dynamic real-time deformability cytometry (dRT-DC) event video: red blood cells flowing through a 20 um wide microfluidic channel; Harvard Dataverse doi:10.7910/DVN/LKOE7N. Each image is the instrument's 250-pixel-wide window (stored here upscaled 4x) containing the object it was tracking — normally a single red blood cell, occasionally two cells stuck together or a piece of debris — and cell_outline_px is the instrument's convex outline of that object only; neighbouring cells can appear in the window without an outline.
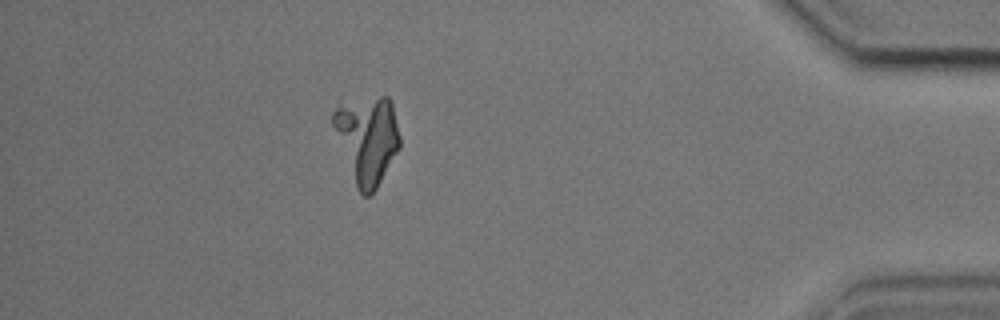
{"species": "common noctule bat (a hibernating species)", "species_latin": "Nyctalus noctula", "temperature_condition": "cold", "stored_images_in_passage": 43, "camera_frame_rate_fps": 3000, "um_per_image_px": 0.085, "animal": {"sex": "male", "body_mass_g": 17.9, "forearm_length_mm": 54.2}, "frame": {"image": 1, "passage_image": 37, "time_ms": 12.0, "image_size_px": [1000, 320], "cell_outline_px": [[400, 148], [376, 188], [368, 196], [364, 196], [360, 192], [356, 184], [332, 124], [332, 112], [340, 100], [380, 96], [388, 96], [392, 104], [400, 136]], "centroid_in_image_um": [31.21, 11.75], "position_along_channel_um": 404.0, "area_um2": 33.81}, "authors_computed_cell_mechanics": {"area_um2": 23.2934, "velocity_mm_per_s": 3.7377, "shape_relaxation_time_tau1_ms": 8.1503, "shape_relaxation_time_tau2_ms": 2.8096, "deformation_change_tau1": 0.1917, "deformation_change_tau2": 0.1001}}